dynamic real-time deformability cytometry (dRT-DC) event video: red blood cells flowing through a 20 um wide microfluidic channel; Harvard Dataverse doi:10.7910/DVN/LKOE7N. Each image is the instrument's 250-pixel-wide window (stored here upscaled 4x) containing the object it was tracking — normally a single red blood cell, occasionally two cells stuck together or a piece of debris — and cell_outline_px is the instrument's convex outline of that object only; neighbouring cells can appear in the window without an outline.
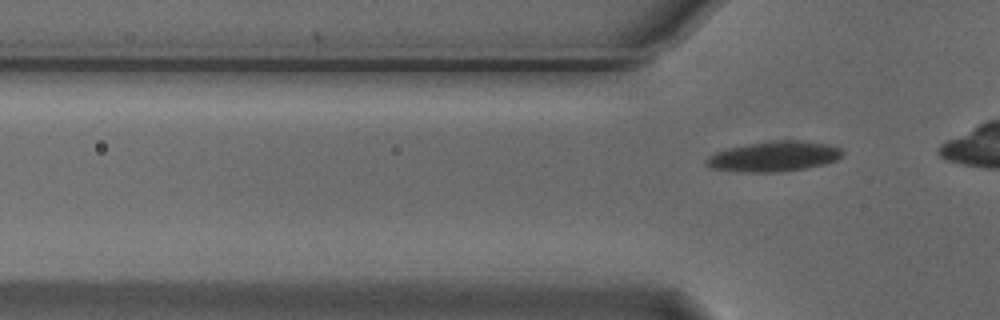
{"species": "Egyptian fruit bat (a non-hibernating species)", "species_latin": "Rousettus aegyptiacus", "temperature_condition": "cold", "stored_images_in_passage": 6, "segment_of_instrument_passage": [2, 2], "camera_frame_rate_fps": 3000, "um_per_image_px": 0.085, "animal": {"sex": "male"}, "frame": {"image": 1, "passage_image": 6, "time_ms": 1.667, "image_size_px": [1000, 320], "cell_outline_px": [[844, 152], [836, 160], [824, 164], [804, 168], [780, 172], [740, 172], [712, 168], [704, 164], [704, 160], [708, 156], [716, 152], [728, 148], [748, 144], [772, 140], [796, 140], [828, 144], [840, 148]], "centroid_in_image_um": [65.75, 13.3], "position_along_channel_um": 60.0, "area_um2": 23.93}}